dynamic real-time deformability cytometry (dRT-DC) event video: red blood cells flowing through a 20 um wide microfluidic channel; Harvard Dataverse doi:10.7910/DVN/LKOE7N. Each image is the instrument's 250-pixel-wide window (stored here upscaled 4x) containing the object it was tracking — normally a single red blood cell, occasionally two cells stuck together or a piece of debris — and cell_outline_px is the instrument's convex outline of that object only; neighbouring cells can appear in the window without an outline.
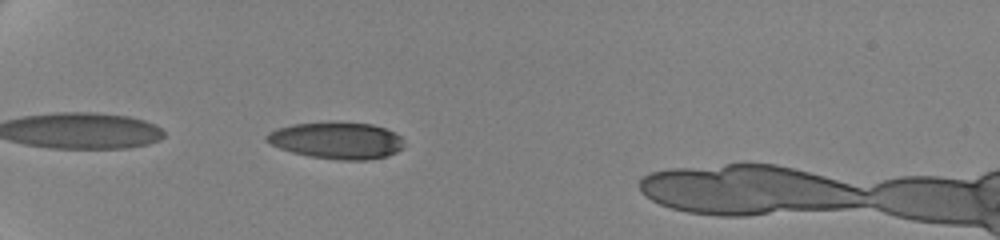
{"species": "human", "species_latin": "Homo sapiens", "temperature_condition": "cold", "stored_images_in_passage": 42, "camera_frame_rate_fps": 3000, "um_per_image_px": 0.085, "donor": {"sex": "female"}, "frame": {"image": 1, "passage_image": 3, "time_ms": 0.667, "image_size_px": [1000, 240], "cell_outline_px": [[404, 148], [396, 152], [384, 156], [364, 160], [340, 160], [308, 156], [292, 152], [280, 148], [264, 140], [264, 136], [268, 132], [276, 128], [292, 124], [336, 120], [372, 124], [384, 128], [400, 136]], "centroid_in_image_um": [28.57, 11.91], "position_along_channel_um": 56.4, "area_um2": 29.82}}
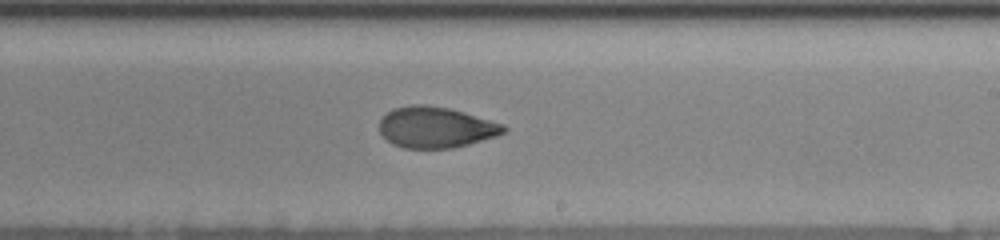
{"frame": {"image": 2, "passage_image": 22, "time_ms": 7.0, "image_size_px": [1000, 240], "cell_outline_px": [[508, 128], [504, 132], [496, 136], [468, 144], [452, 148], [404, 148], [392, 144], [380, 132], [380, 120], [392, 108], [412, 104], [424, 104], [448, 108], [464, 112], [504, 124]], "centroid_in_image_um": [37.04, 10.81], "position_along_channel_um": 252.0, "area_um2": 29.59}}
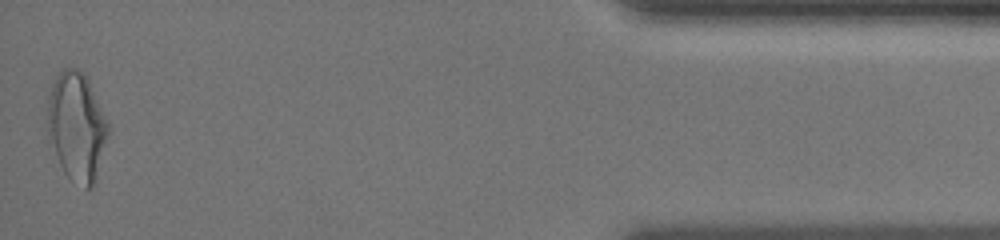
{"frame": {"image": 3, "passage_image": 42, "time_ms": 13.667, "image_size_px": [1000, 240], "cell_outline_px": [[108, 136], [92, 188], [88, 188], [68, 176], [64, 172], [60, 164], [48, 132], [48, 96], [52, 84], [56, 76], [64, 68], [76, 68], [84, 72], [88, 80], [108, 124]], "centroid_in_image_um": [6.51, 10.7], "position_along_channel_um": 428.7, "area_um2": 37.22}, "authors_computed_cell_mechanics": {"area_um2": 30.6918, "velocity_mm_per_s": 3.517, "shape_relaxation_time_tau1_ms": 5.0731, "shape_relaxation_time_tau2_ms": 2.973, "deformation_change_tau1": 0.1611, "deformation_change_tau2": 0.0677}}